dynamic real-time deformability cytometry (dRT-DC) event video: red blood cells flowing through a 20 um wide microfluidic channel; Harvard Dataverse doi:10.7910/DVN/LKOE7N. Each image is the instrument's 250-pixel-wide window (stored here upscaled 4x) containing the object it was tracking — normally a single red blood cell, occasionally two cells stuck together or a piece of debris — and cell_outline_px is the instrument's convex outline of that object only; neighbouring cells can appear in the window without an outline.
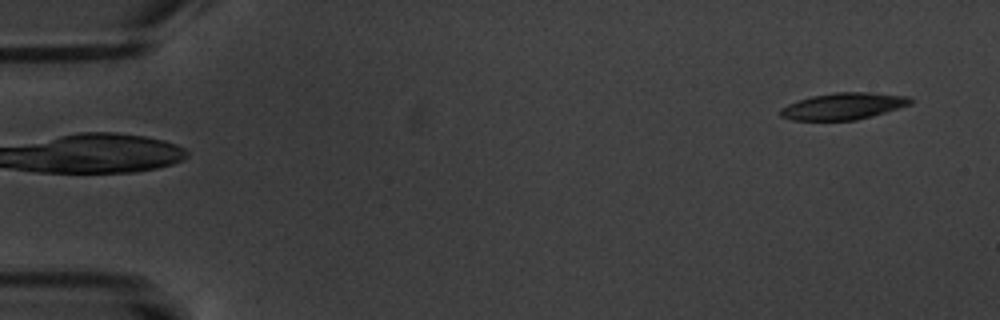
{"species": "common noctule bat (a hibernating species)", "species_latin": "Nyctalus noctula", "temperature_condition": "warm", "stored_images_in_passage": 3, "camera_frame_rate_fps": 3000, "um_per_image_px": 0.085, "animal": {"sex": "male", "body_mass_g": 20.1, "forearm_length_mm": 53.5}, "frame": {"image": 1, "passage_image": 3, "time_ms": 2.333, "image_size_px": [1000, 320], "cell_outline_px": [[912, 104], [900, 108], [872, 116], [856, 120], [792, 120], [780, 116], [780, 108], [788, 104], [812, 96], [836, 92], [872, 92], [908, 96], [912, 100]], "centroid_in_image_um": [71.71, 9.02], "position_along_channel_um": 13.3, "area_um2": 20.23}}